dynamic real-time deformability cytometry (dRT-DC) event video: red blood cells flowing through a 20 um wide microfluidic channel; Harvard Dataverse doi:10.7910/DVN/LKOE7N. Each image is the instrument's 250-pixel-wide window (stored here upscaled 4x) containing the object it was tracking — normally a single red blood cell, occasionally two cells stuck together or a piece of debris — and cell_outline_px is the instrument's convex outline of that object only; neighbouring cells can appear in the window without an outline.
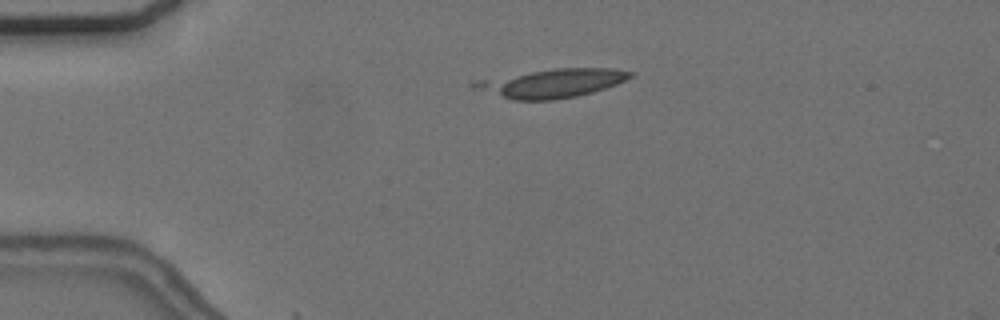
{"species": "common noctule bat (a hibernating species)", "species_latin": "Nyctalus noctula", "temperature_condition": "cold", "stored_images_in_passage": 5, "camera_frame_rate_fps": 3000, "um_per_image_px": 0.085, "animal": {"sex": "female", "body_mass_g": 24.6, "forearm_length_mm": 56.2}, "frame": {"image": 1, "passage_image": 2, "time_ms": 0.333, "image_size_px": [1000, 320], "cell_outline_px": [[636, 72], [632, 76], [616, 84], [592, 92], [576, 96], [556, 100], [512, 100], [472, 88], [468, 84], [472, 80], [556, 68], [612, 68]], "centroid_in_image_um": [46.84, 7.07], "position_along_channel_um": 38.2, "area_um2": 26.18}}